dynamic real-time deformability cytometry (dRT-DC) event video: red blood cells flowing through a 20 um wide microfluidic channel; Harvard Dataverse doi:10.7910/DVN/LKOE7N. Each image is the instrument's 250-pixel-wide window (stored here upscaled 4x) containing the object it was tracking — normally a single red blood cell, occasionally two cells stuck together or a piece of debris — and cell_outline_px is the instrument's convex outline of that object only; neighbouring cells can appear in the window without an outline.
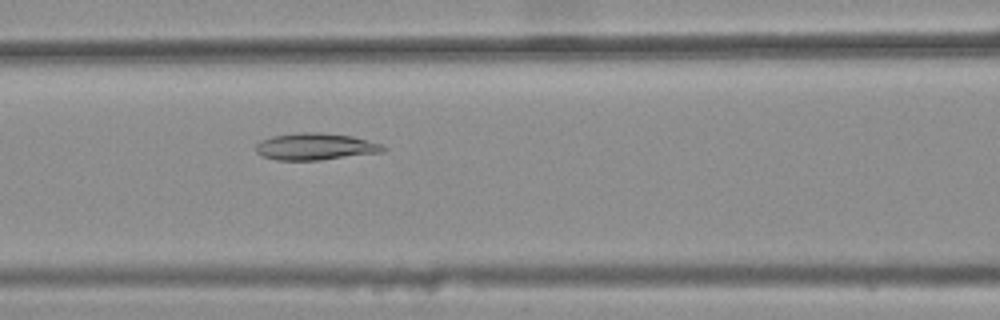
{"species": "common noctule bat (a hibernating species)", "species_latin": "Nyctalus noctula", "temperature_condition": "warm", "stored_images_in_passage": 35, "camera_frame_rate_fps": 3000, "um_per_image_px": 0.085, "animal": {"sex": "female", "body_mass_g": 25.1}, "frame": {"image": 1, "passage_image": 10, "time_ms": 3.0, "image_size_px": [1000, 320], "cell_outline_px": [[388, 148], [384, 152], [320, 160], [276, 160], [260, 156], [256, 152], [256, 144], [260, 140], [272, 136], [300, 132], [316, 132], [352, 136], [380, 144]], "centroid_in_image_um": [26.78, 12.46], "position_along_channel_um": 139.8, "area_um2": 20.0}}
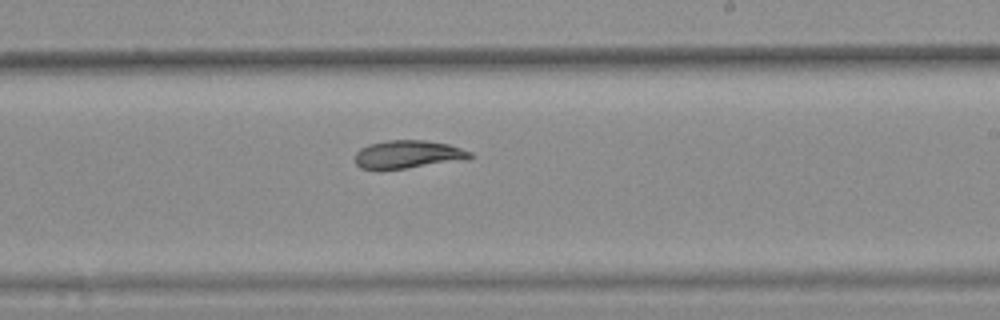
{"frame": {"image": 2, "passage_image": 19, "time_ms": 6.0, "image_size_px": [1000, 320], "cell_outline_px": [[476, 156], [468, 160], [404, 168], [360, 168], [356, 164], [356, 152], [360, 148], [368, 144], [388, 140], [428, 140], [448, 144], [472, 152]], "centroid_in_image_um": [34.76, 13.1], "position_along_channel_um": 254.2, "area_um2": 18.79}}
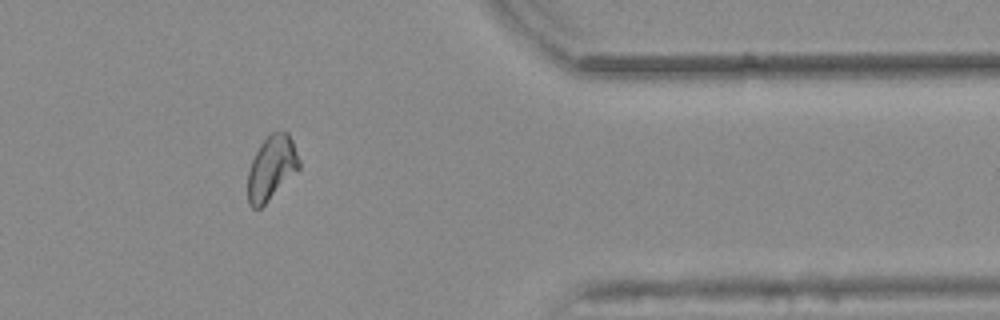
{"frame": {"image": 3, "passage_image": 31, "time_ms": 10.0, "image_size_px": [1000, 320], "cell_outline_px": [[300, 168], [260, 208], [252, 208], [248, 204], [248, 172], [252, 160], [260, 144], [272, 132], [288, 132], [292, 140], [300, 160]], "centroid_in_image_um": [23.08, 14.26], "position_along_channel_um": 388.3, "area_um2": 18.9}, "authors_computed_cell_mechanics": {"area_um2": 19.4208, "velocity_mm_per_s": 3.8376, "shape_relaxation_time_tau1_ms": null, "shape_relaxation_time_tau2_ms": 2.6629, "deformation_change_tau1": null, "deformation_change_tau2": 0.0668}}